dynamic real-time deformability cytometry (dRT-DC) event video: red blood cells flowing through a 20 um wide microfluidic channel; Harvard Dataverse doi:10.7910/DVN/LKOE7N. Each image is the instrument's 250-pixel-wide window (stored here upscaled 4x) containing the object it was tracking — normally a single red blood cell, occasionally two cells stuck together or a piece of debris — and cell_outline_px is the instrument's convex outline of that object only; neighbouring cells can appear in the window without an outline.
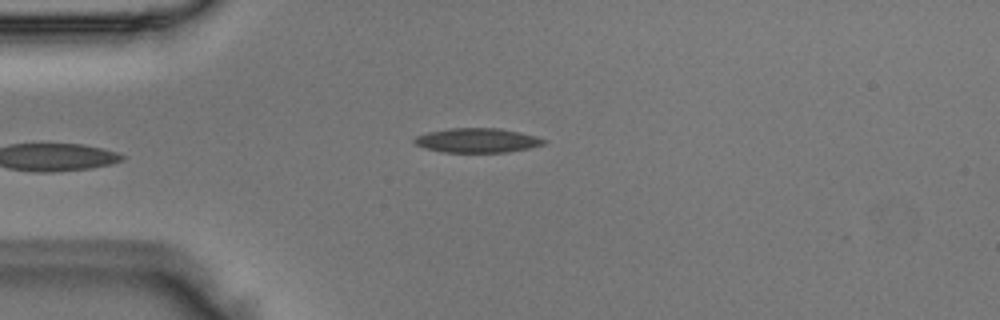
{"species": "Egyptian fruit bat (a non-hibernating species)", "species_latin": "Rousettus aegyptiacus", "temperature_condition": "room temperature", "stored_images_in_passage": 4, "camera_frame_rate_fps": 3000, "um_per_image_px": 0.085, "animal": {"sex": "male"}, "frame": {"image": 1, "passage_image": 4, "time_ms": 1.0, "image_size_px": [1000, 320], "cell_outline_px": [[548, 140], [544, 144], [528, 148], [508, 152], [444, 152], [424, 148], [416, 144], [412, 140], [416, 136], [428, 132], [448, 128], [500, 128], [520, 132], [536, 136]], "centroid_in_image_um": [40.56, 11.93], "position_along_channel_um": 44.4, "area_um2": 18.44}}